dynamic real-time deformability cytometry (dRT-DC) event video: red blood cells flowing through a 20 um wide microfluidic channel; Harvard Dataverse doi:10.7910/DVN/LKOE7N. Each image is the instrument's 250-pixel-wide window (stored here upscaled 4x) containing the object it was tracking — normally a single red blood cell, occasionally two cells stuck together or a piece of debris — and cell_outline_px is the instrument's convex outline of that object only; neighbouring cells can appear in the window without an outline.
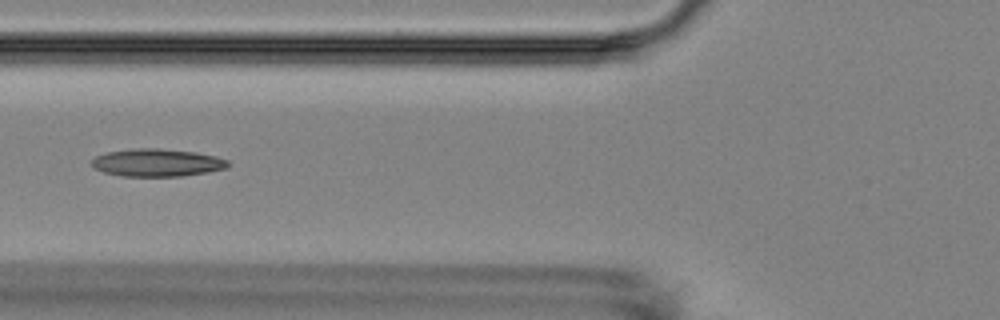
{"species": "Egyptian fruit bat (a non-hibernating species)", "species_latin": "Rousettus aegyptiacus", "temperature_condition": "room temperature", "stored_images_in_passage": 5, "camera_frame_rate_fps": 3000, "um_per_image_px": 0.085, "animal": {"sex": "female"}, "frame": {"image": 1, "passage_image": 5, "time_ms": 4.667, "image_size_px": [1000, 320], "cell_outline_px": [[232, 164], [228, 168], [208, 172], [184, 176], [120, 176], [104, 172], [96, 168], [92, 164], [92, 160], [96, 156], [108, 152], [132, 148], [160, 148], [196, 152], [216, 156], [228, 160]], "centroid_in_image_um": [13.42, 13.82], "position_along_channel_um": 112.4, "area_um2": 22.14}}